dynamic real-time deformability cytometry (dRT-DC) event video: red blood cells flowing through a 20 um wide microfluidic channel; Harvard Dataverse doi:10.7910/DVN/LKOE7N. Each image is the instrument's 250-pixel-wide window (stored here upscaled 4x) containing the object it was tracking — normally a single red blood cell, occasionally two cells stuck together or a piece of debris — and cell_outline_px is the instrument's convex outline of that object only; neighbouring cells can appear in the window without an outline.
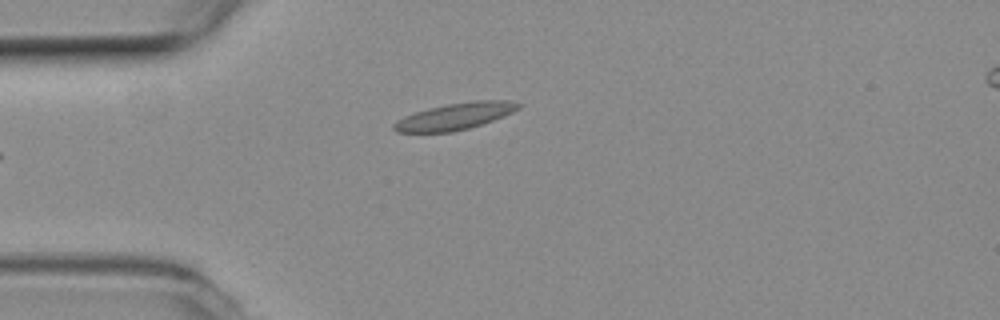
{"species": "common noctule bat (a hibernating species)", "species_latin": "Nyctalus noctula", "temperature_condition": "room temperature", "stored_images_in_passage": 5, "camera_frame_rate_fps": 3000, "um_per_image_px": 0.085, "animal": {"sex": "female", "body_mass_g": 19.3, "forearm_length_mm": 54.1}, "frame": {"image": 1, "passage_image": 5, "time_ms": 1.333, "image_size_px": [1000, 320], "cell_outline_px": [[520, 108], [504, 116], [468, 128], [452, 132], [396, 132], [392, 128], [392, 124], [396, 120], [404, 116], [428, 108], [448, 104], [476, 100], [508, 100], [520, 104]], "centroid_in_image_um": [38.64, 9.88], "position_along_channel_um": 46.4, "area_um2": 19.19}}